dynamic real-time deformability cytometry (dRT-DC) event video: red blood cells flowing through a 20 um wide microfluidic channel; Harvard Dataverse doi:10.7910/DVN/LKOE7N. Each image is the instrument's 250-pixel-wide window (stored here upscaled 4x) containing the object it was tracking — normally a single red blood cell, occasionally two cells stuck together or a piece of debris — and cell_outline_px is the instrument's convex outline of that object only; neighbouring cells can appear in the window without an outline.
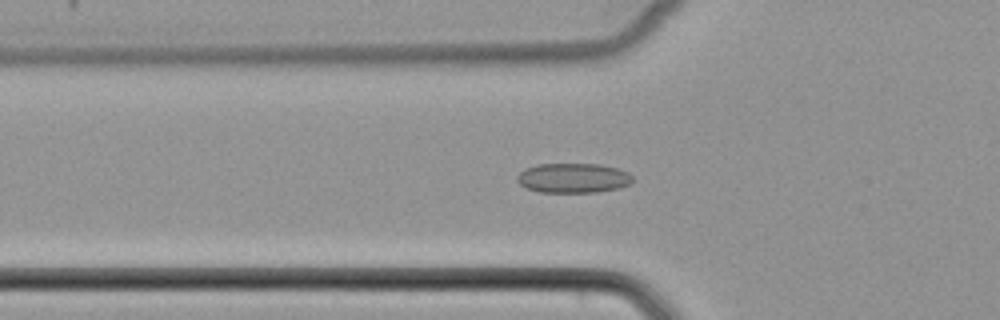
{"species": "common noctule bat (a hibernating species)", "species_latin": "Nyctalus noctula", "temperature_condition": "cold", "stored_images_in_passage": 53, "camera_frame_rate_fps": 3000, "um_per_image_px": 0.085, "animal": {"sex": "female", "body_mass_g": 22.7, "forearm_length_mm": 54.2}, "frame": {"image": 1, "passage_image": 19, "time_ms": 6.0, "image_size_px": [1000, 320], "cell_outline_px": [[632, 184], [620, 188], [596, 192], [540, 192], [528, 188], [520, 184], [516, 180], [516, 176], [524, 168], [536, 164], [600, 164], [616, 168], [628, 172], [632, 176]], "centroid_in_image_um": [48.72, 15.13], "position_along_channel_um": 77.1, "area_um2": 20.11}}
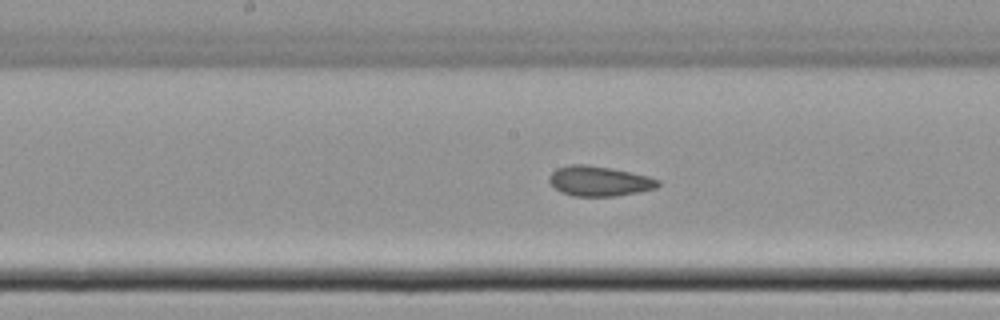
{"frame": {"image": 2, "passage_image": 28, "time_ms": 9.0, "image_size_px": [1000, 320], "cell_outline_px": [[660, 184], [656, 188], [640, 192], [616, 196], [572, 196], [560, 192], [548, 180], [548, 176], [556, 168], [568, 164], [588, 164], [612, 168], [632, 172], [648, 176], [660, 180]], "centroid_in_image_um": [50.93, 15.38], "position_along_channel_um": 197.3, "area_um2": 19.31}}
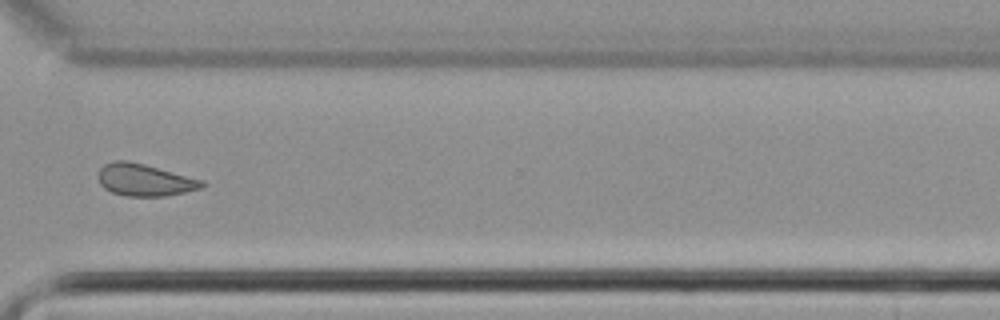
{"frame": {"image": 3, "passage_image": 40, "time_ms": 13.0, "image_size_px": [1000, 320], "cell_outline_px": [[208, 184], [200, 188], [168, 196], [128, 196], [112, 192], [104, 188], [100, 184], [96, 176], [100, 168], [104, 164], [112, 160], [128, 160], [144, 164], [204, 180]], "centroid_in_image_um": [12.27, 15.28], "position_along_channel_um": 358.3, "area_um2": 19.59}}